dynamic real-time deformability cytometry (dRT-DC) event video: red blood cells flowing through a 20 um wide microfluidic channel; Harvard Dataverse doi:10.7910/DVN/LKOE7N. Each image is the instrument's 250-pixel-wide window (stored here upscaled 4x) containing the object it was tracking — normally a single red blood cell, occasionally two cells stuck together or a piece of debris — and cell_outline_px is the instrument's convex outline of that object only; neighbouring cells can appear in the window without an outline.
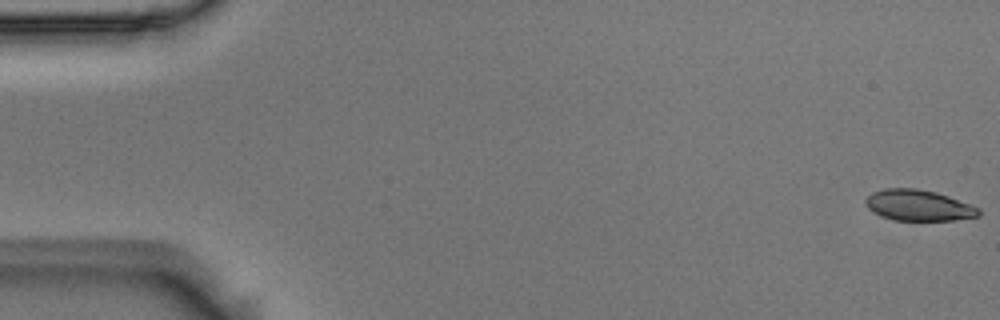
{"species": "Egyptian fruit bat (a non-hibernating species)", "species_latin": "Rousettus aegyptiacus", "temperature_condition": "room temperature", "stored_images_in_passage": 56, "camera_frame_rate_fps": 3000, "um_per_image_px": 0.085, "animal": {"sex": "male"}, "frame": {"image": 1, "passage_image": 1, "time_ms": 0.0, "image_size_px": [1000, 320], "cell_outline_px": [[980, 216], [952, 220], [892, 220], [880, 216], [868, 208], [864, 200], [872, 192], [884, 188], [916, 188], [936, 192], [948, 196], [980, 208]], "centroid_in_image_um": [78.05, 17.45], "position_along_channel_um": 6.9, "area_um2": 20.4}}
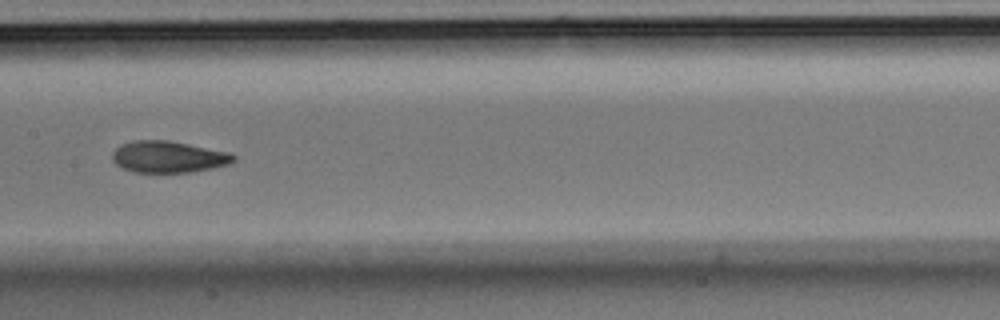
{"frame": {"image": 2, "passage_image": 28, "time_ms": 9.0, "image_size_px": [1000, 320], "cell_outline_px": [[236, 160], [228, 164], [212, 168], [192, 172], [136, 172], [124, 168], [116, 164], [112, 160], [112, 152], [120, 144], [132, 140], [168, 140], [228, 152], [236, 156]], "centroid_in_image_um": [14.29, 13.32], "position_along_channel_um": 193.1, "area_um2": 22.25}}
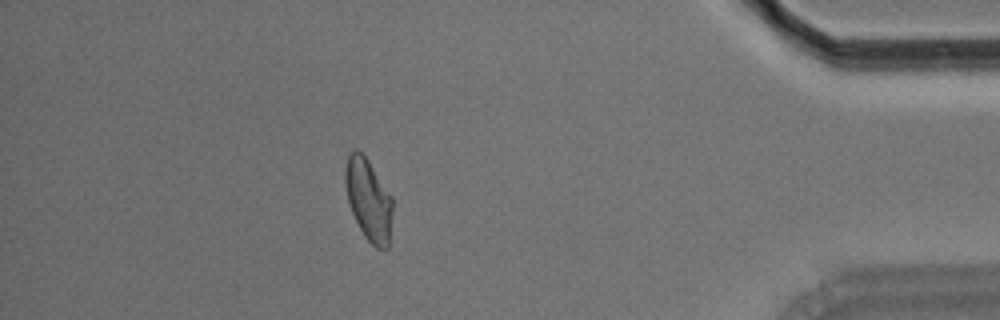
{"frame": {"image": 3, "passage_image": 49, "time_ms": 16.0, "image_size_px": [1000, 320], "cell_outline_px": [[392, 212], [388, 248], [376, 248], [364, 236], [352, 212], [348, 200], [344, 180], [344, 172], [348, 152], [352, 148], [356, 148], [368, 160], [392, 196]], "centroid_in_image_um": [31.31, 16.93], "position_along_channel_um": 403.9, "area_um2": 22.48}, "authors_computed_cell_mechanics": {"area_um2": 22.1663, "velocity_mm_per_s": 3.6499, "shape_relaxation_time_tau1_ms": 4.982, "shape_relaxation_time_tau2_ms": 1.8952, "deformation_change_tau1": 0.1525, "deformation_change_tau2": 0.071}}